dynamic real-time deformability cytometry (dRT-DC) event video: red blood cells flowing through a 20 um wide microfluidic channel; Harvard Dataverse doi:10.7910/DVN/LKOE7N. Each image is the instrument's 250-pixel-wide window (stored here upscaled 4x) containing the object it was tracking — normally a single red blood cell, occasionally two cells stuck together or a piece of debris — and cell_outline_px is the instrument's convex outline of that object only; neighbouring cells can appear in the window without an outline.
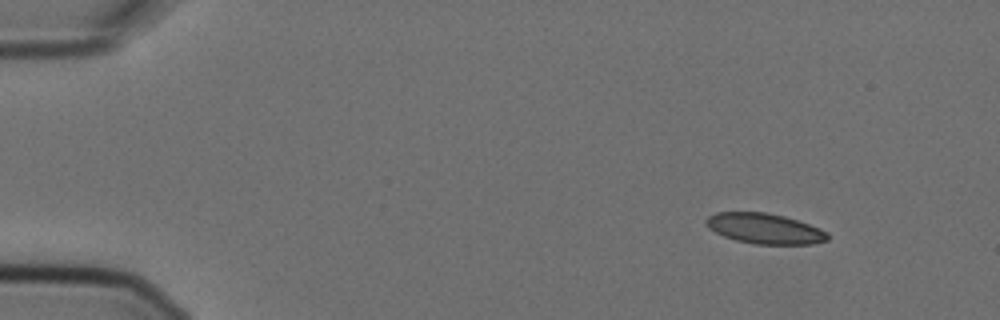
{"species": "Egyptian fruit bat (a non-hibernating species)", "species_latin": "Rousettus aegyptiacus", "temperature_condition": "cold", "stored_images_in_passage": 3, "camera_frame_rate_fps": 3000, "um_per_image_px": 0.085, "animal": {"sex": "female"}, "frame": {"image": 1, "passage_image": 1, "time_ms": 0.0, "image_size_px": [1000, 320], "cell_outline_px": [[828, 240], [812, 244], [752, 244], [736, 240], [724, 236], [708, 228], [704, 224], [704, 220], [708, 216], [716, 212], [764, 212], [784, 216], [820, 228], [828, 232]], "centroid_in_image_um": [64.97, 19.43], "position_along_channel_um": 20.0, "area_um2": 21.56}}
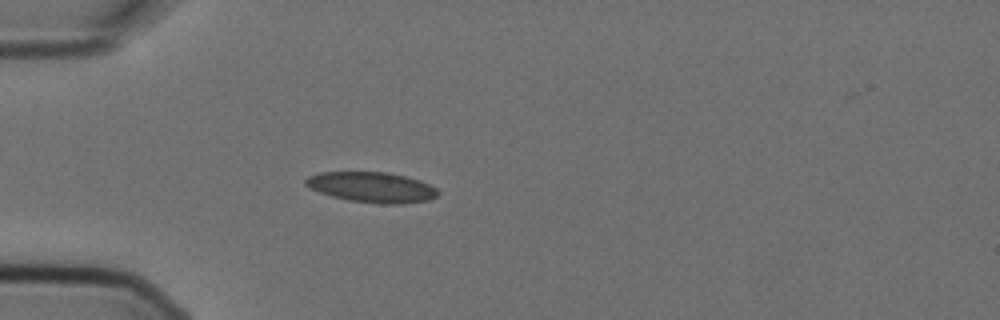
{"frame": {"image": 2, "passage_image": 3, "time_ms": 0.667, "image_size_px": [1000, 320], "cell_outline_px": [[440, 192], [436, 196], [428, 200], [400, 204], [380, 204], [348, 200], [332, 196], [308, 188], [304, 184], [304, 180], [308, 176], [320, 172], [388, 172], [420, 180], [436, 188]], "centroid_in_image_um": [31.58, 15.91], "position_along_channel_um": 53.4, "area_um2": 23.47}}